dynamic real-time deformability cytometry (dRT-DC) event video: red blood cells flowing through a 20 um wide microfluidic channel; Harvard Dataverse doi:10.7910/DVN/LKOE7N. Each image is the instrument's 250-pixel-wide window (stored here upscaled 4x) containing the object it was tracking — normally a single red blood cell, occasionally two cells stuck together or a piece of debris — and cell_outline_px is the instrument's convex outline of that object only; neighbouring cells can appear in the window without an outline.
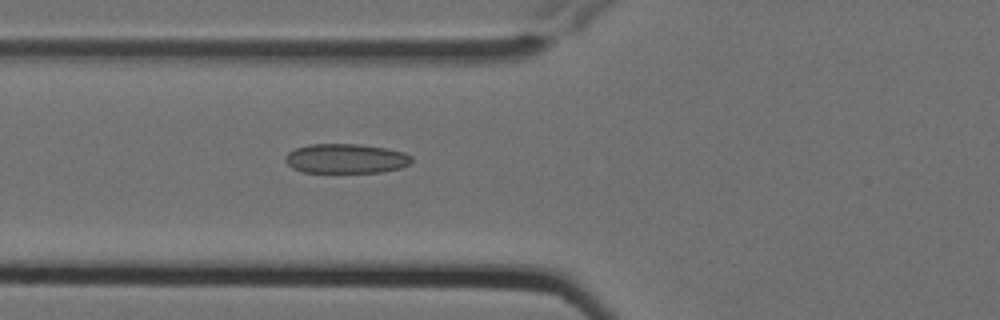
{"species": "Egyptian fruit bat (a non-hibernating species)", "species_latin": "Rousettus aegyptiacus", "temperature_condition": "cold", "stored_images_in_passage": 5, "camera_frame_rate_fps": 3000, "um_per_image_px": 0.085, "animal": {"sex": "female"}, "frame": {"image": 1, "passage_image": 5, "time_ms": 1.333, "image_size_px": [1000, 320], "cell_outline_px": [[412, 160], [408, 164], [400, 168], [380, 172], [300, 172], [292, 168], [284, 160], [284, 156], [288, 152], [296, 148], [308, 144], [360, 144], [384, 148], [404, 152], [412, 156]], "centroid_in_image_um": [29.36, 13.48], "position_along_channel_um": 96.4, "area_um2": 21.79}}